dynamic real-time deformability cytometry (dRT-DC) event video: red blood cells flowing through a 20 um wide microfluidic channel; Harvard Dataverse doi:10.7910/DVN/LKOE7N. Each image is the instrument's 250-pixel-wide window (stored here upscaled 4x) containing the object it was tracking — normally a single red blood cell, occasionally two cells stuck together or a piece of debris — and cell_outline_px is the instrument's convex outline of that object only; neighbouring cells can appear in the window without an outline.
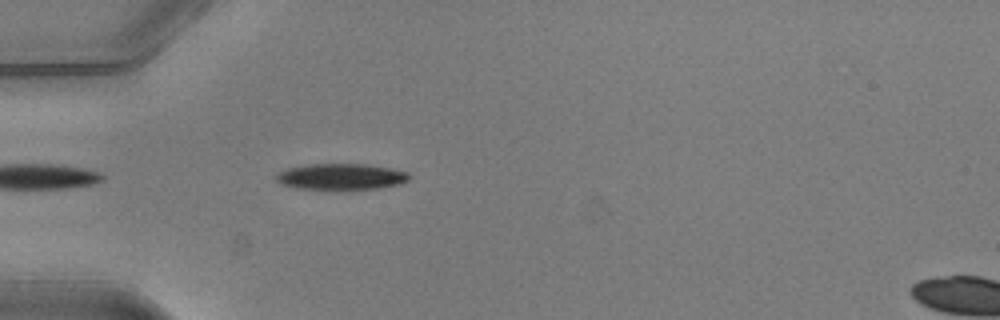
{"species": "common noctule bat (a hibernating species)", "species_latin": "Nyctalus noctula", "temperature_condition": "warm", "stored_images_in_passage": 36, "camera_frame_rate_fps": 3000, "um_per_image_px": 0.085, "animal": {"sex": "male", "body_mass_g": 20.5, "forearm_length_mm": 52.5}, "frame": {"image": 1, "passage_image": 1, "time_ms": 0.0, "image_size_px": [1000, 320], "cell_outline_px": [[408, 180], [400, 184], [380, 188], [336, 192], [296, 188], [280, 184], [276, 180], [276, 176], [280, 172], [288, 168], [312, 164], [364, 164], [388, 168], [408, 172]], "centroid_in_image_um": [28.96, 15.07], "position_along_channel_um": 56.0, "area_um2": 20.87}}
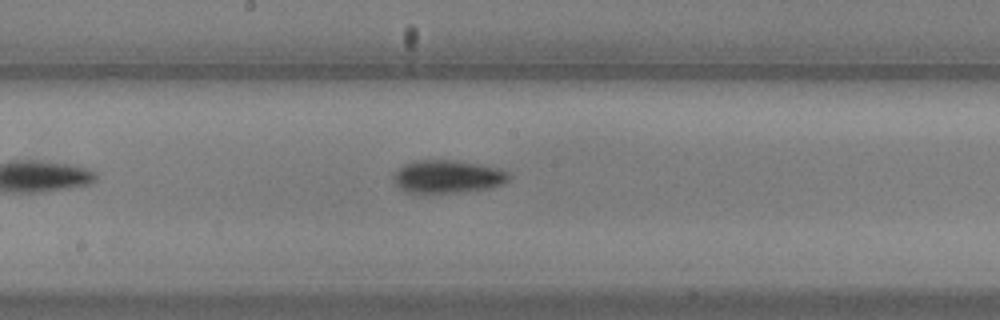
{"frame": {"image": 2, "passage_image": 13, "time_ms": 4.0, "image_size_px": [1000, 320], "cell_outline_px": [[512, 176], [504, 184], [488, 188], [456, 192], [408, 192], [400, 188], [396, 184], [396, 172], [404, 164], [416, 160], [456, 160], [484, 164], [500, 168], [508, 172]], "centroid_in_image_um": [38.14, 14.98], "position_along_channel_um": 210.1, "area_um2": 21.96}}
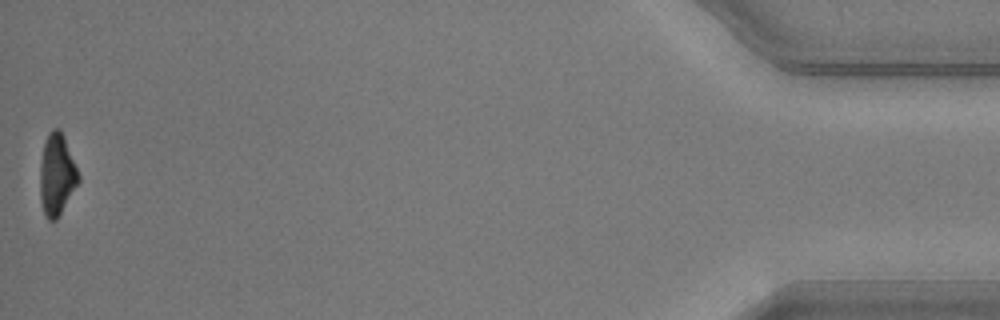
{"frame": {"image": 3, "passage_image": 36, "time_ms": 11.667, "image_size_px": [1000, 320], "cell_outline_px": [[80, 180], [56, 220], [48, 220], [44, 216], [40, 200], [40, 164], [44, 144], [48, 132], [52, 128], [60, 128], [64, 136], [80, 176]], "centroid_in_image_um": [4.82, 14.84], "position_along_channel_um": 430.4, "area_um2": 18.26}, "authors_computed_cell_mechanics": {"area_um2": 21.097, "velocity_mm_per_s": 4.0363, "shape_relaxation_time_tau1_ms": 4.4145, "shape_relaxation_time_tau2_ms": null, "deformation_change_tau1": 0.1955, "deformation_change_tau2": null}}